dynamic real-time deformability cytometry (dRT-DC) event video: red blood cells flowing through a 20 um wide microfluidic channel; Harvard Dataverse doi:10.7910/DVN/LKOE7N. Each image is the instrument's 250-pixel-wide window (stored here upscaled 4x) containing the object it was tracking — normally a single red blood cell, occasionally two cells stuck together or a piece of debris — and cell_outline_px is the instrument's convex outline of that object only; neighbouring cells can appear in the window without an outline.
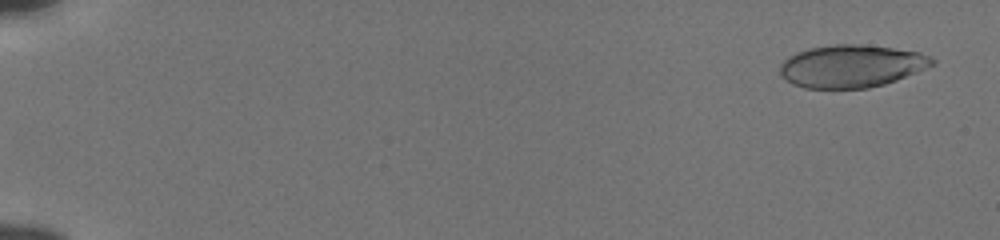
{"species": "human", "species_latin": "Homo sapiens", "temperature_condition": "cold", "stored_images_in_passage": 55, "camera_frame_rate_fps": 3000, "um_per_image_px": 0.085, "donor": {"sex": "male"}, "frame": {"image": 1, "passage_image": 3, "time_ms": 0.667, "image_size_px": [1000, 240], "cell_outline_px": [[936, 64], [896, 80], [884, 84], [868, 88], [804, 88], [792, 84], [780, 76], [780, 64], [788, 56], [796, 52], [808, 48], [832, 44], [860, 44], [892, 48], [920, 52], [932, 56], [936, 60]], "centroid_in_image_um": [72.36, 5.61], "position_along_channel_um": 12.6, "area_um2": 38.03}}
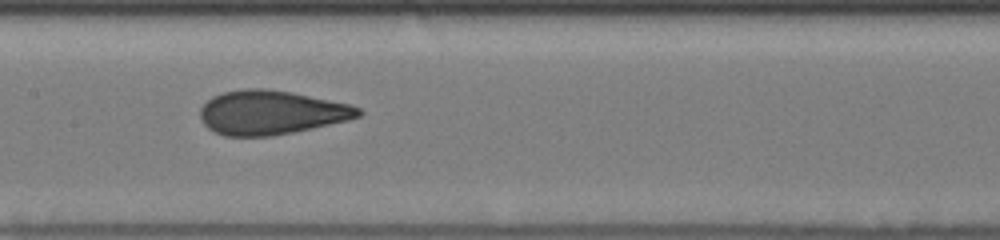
{"frame": {"image": 2, "passage_image": 30, "time_ms": 9.667, "image_size_px": [1000, 240], "cell_outline_px": [[364, 112], [360, 116], [348, 120], [312, 128], [272, 136], [224, 136], [208, 128], [200, 120], [200, 108], [212, 96], [224, 92], [244, 88], [268, 88], [292, 92], [352, 104], [360, 108]], "centroid_in_image_um": [23.06, 9.55], "position_along_channel_um": 184.3, "area_um2": 40.86}}
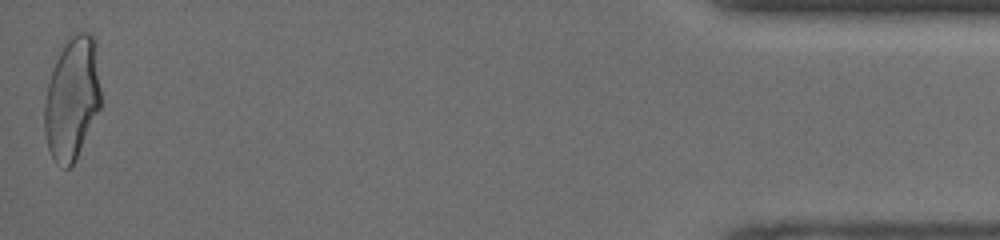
{"frame": {"image": 3, "passage_image": 55, "time_ms": 18.0, "image_size_px": [1000, 240], "cell_outline_px": [[104, 100], [76, 160], [68, 168], [64, 168], [56, 164], [48, 148], [44, 132], [44, 104], [48, 84], [56, 60], [68, 36], [76, 32], [88, 32], [96, 40]], "centroid_in_image_um": [6.18, 8.34], "position_along_channel_um": 429.0, "area_um2": 41.38}, "authors_computed_cell_mechanics": {"area_um2": 39.4774, "velocity_mm_per_s": 3.8504, "shape_relaxation_time_tau1_ms": 4.7511, "shape_relaxation_time_tau2_ms": 0.7438, "deformation_change_tau1": 0.1576, "deformation_change_tau2": 0.053}}